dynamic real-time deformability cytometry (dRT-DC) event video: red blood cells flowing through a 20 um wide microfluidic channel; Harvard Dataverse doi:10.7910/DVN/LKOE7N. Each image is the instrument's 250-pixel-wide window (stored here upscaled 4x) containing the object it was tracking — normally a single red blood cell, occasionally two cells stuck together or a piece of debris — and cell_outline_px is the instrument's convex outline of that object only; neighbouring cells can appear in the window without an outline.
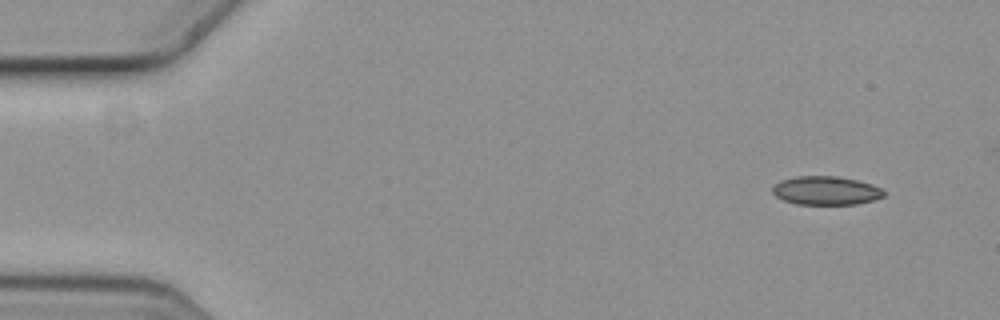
{"species": "common noctule bat (a hibernating species)", "species_latin": "Nyctalus noctula", "temperature_condition": "cold", "stored_images_in_passage": 4, "camera_frame_rate_fps": 3000, "um_per_image_px": 0.085, "animal": {"sex": "female", "body_mass_g": 19.3, "forearm_length_mm": 54.1}, "frame": {"image": 1, "passage_image": 1, "time_ms": 0.0, "image_size_px": [1000, 320], "cell_outline_px": [[884, 196], [872, 200], [856, 204], [796, 204], [784, 200], [776, 196], [772, 192], [772, 188], [780, 180], [796, 176], [836, 176], [856, 180], [872, 184], [880, 188], [884, 192]], "centroid_in_image_um": [70.18, 16.19], "position_along_channel_um": 14.8, "area_um2": 18.44}}
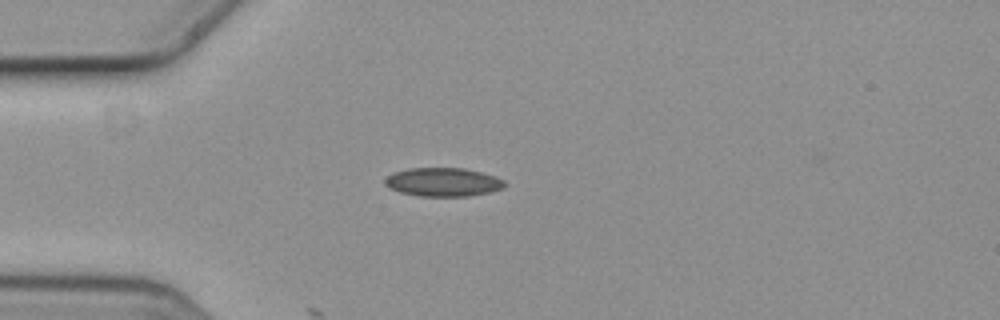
{"frame": {"image": 2, "passage_image": 4, "time_ms": 1.0, "image_size_px": [1000, 320], "cell_outline_px": [[504, 188], [488, 192], [468, 196], [420, 196], [400, 192], [384, 184], [384, 180], [392, 172], [408, 168], [464, 168], [480, 172], [504, 180]], "centroid_in_image_um": [37.62, 15.47], "position_along_channel_um": 47.4, "area_um2": 19.77}}